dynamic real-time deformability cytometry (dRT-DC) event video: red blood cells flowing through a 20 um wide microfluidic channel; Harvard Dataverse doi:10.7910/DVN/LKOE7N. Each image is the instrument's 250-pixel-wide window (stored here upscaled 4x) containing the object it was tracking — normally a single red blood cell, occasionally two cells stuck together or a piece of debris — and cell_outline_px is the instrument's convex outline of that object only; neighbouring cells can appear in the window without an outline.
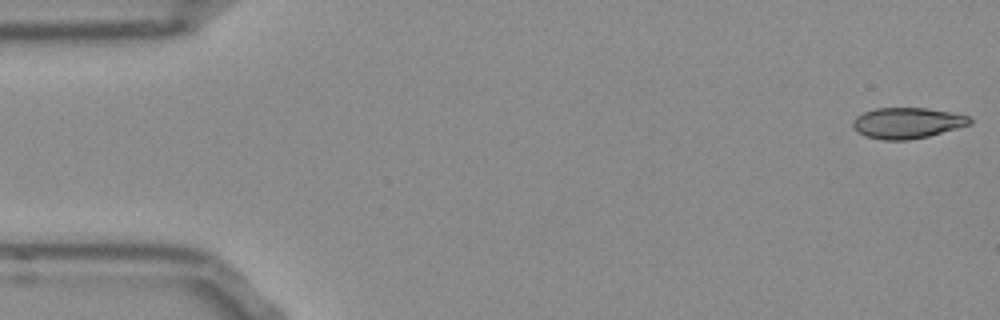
{"species": "Egyptian fruit bat (a non-hibernating species)", "species_latin": "Rousettus aegyptiacus", "temperature_condition": "room temperature", "stored_images_in_passage": 52, "camera_frame_rate_fps": 3000, "um_per_image_px": 0.085, "frame": {"image": 1, "passage_image": 1, "time_ms": 0.0, "image_size_px": [1000, 320], "cell_outline_px": [[972, 124], [928, 136], [908, 140], [884, 140], [864, 136], [856, 132], [852, 128], [852, 120], [856, 116], [864, 112], [876, 108], [928, 108], [952, 112], [968, 116], [972, 120]], "centroid_in_image_um": [77.08, 10.45], "position_along_channel_um": 7.9, "area_um2": 21.21}}
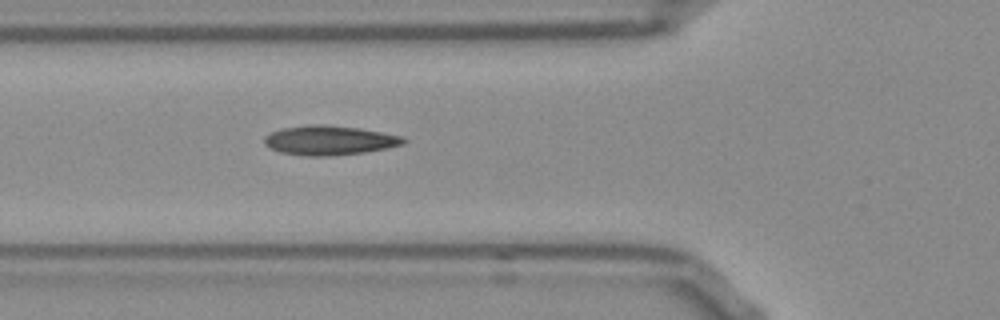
{"frame": {"image": 2, "passage_image": 18, "time_ms": 5.667, "image_size_px": [1000, 320], "cell_outline_px": [[408, 140], [404, 144], [364, 152], [328, 156], [308, 156], [280, 152], [264, 144], [264, 136], [272, 132], [284, 128], [308, 124], [328, 124], [360, 128], [404, 136]], "centroid_in_image_um": [28.02, 11.91], "position_along_channel_um": 97.8, "area_um2": 23.87}}
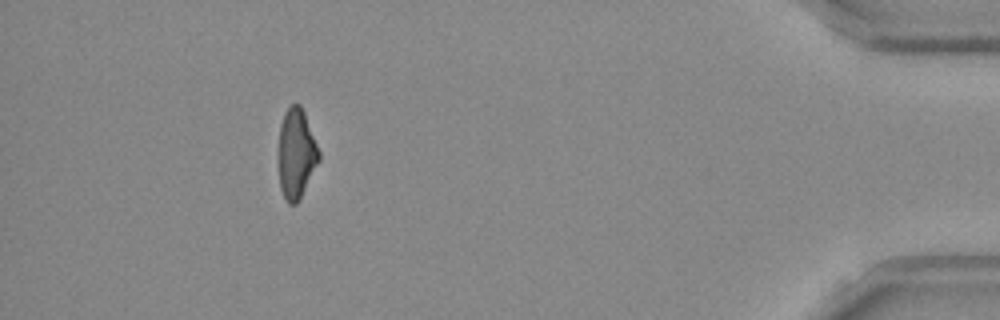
{"frame": {"image": 3, "passage_image": 47, "time_ms": 15.333, "image_size_px": [1000, 320], "cell_outline_px": [[320, 160], [296, 204], [288, 204], [280, 188], [280, 124], [284, 112], [292, 104], [300, 104], [304, 112], [320, 152]], "centroid_in_image_um": [25.2, 13.04], "position_along_channel_um": 410.0, "area_um2": 20.63}, "authors_computed_cell_mechanics": {"area_um2": 22.2241, "velocity_mm_per_s": 3.8717, "shape_relaxation_time_tau1_ms": 7.1273, "shape_relaxation_time_tau2_ms": 2.0259, "deformation_change_tau1": 0.1925, "deformation_change_tau2": 0.104}}